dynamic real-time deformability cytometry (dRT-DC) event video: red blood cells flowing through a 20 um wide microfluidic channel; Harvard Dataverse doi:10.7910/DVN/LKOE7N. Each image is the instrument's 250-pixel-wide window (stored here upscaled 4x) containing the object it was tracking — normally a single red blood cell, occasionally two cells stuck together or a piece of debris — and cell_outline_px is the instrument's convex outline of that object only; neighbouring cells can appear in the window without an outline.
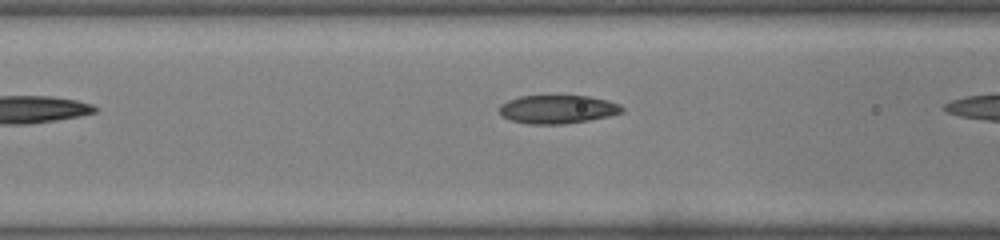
{"species": "common noctule bat (a hibernating species)", "species_latin": "Nyctalus noctula", "temperature_condition": "warm", "stored_images_in_passage": 6, "camera_frame_rate_fps": 3000, "um_per_image_px": 0.085, "animal": {"sex": "male", "body_mass_g": 19.0, "forearm_length_mm": 50.8}, "frame": {"image": 1, "passage_image": 4, "time_ms": 1.0, "image_size_px": [1000, 240], "cell_outline_px": [[624, 112], [608, 116], [588, 120], [564, 124], [528, 124], [512, 120], [504, 116], [500, 112], [500, 104], [508, 100], [520, 96], [588, 96], [608, 100], [620, 104], [624, 108]], "centroid_in_image_um": [47.43, 9.28], "position_along_channel_um": 119.2, "area_um2": 20.23}}